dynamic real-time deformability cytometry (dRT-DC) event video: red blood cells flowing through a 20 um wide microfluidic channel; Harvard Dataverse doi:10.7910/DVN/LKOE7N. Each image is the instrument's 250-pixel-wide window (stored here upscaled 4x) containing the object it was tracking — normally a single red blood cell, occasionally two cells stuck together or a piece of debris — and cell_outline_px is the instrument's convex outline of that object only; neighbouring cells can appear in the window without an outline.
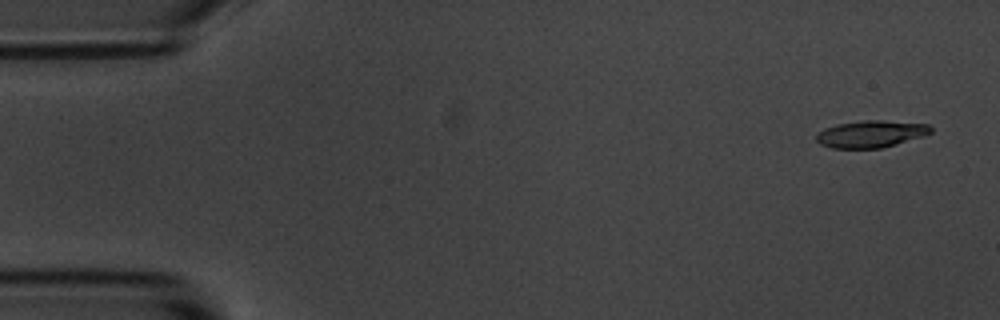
{"species": "common noctule bat (a hibernating species)", "species_latin": "Nyctalus noctula", "temperature_condition": "room temperature", "stored_images_in_passage": 4, "camera_frame_rate_fps": 3000, "um_per_image_px": 0.085, "animal": {"sex": "male", "body_mass_g": 20.1, "forearm_length_mm": 53.5}, "frame": {"image": 1, "passage_image": 1, "time_ms": 0.0, "image_size_px": [1000, 320], "cell_outline_px": [[932, 132], [924, 136], [880, 148], [832, 148], [820, 144], [816, 140], [816, 132], [824, 128], [836, 124], [860, 120], [880, 120], [928, 124], [932, 128]], "centroid_in_image_um": [73.99, 11.38], "position_along_channel_um": 11.0, "area_um2": 18.09}}
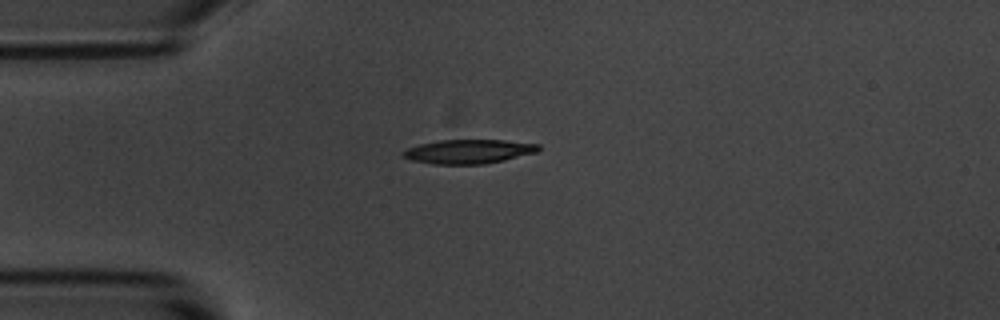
{"frame": {"image": 2, "passage_image": 4, "time_ms": 3.667, "image_size_px": [1000, 320], "cell_outline_px": [[540, 148], [536, 152], [504, 160], [484, 164], [432, 164], [412, 160], [404, 156], [400, 152], [408, 148], [420, 144], [440, 140], [504, 140], [540, 144]], "centroid_in_image_um": [39.83, 12.87], "position_along_channel_um": 45.2, "area_um2": 18.9}}